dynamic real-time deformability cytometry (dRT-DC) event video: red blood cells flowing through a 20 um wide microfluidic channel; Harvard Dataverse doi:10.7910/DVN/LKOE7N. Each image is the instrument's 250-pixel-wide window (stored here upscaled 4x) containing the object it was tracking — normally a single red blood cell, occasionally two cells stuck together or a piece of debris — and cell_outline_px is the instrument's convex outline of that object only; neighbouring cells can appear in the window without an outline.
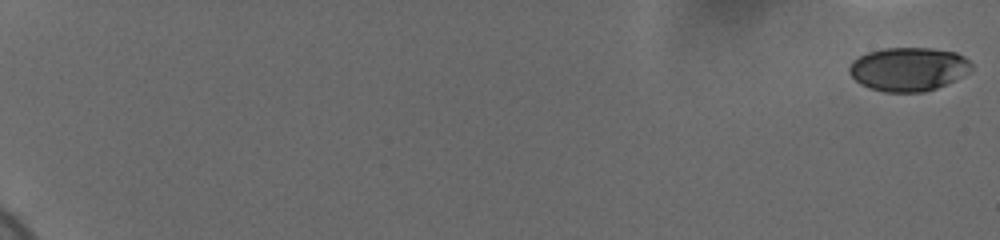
{"species": "human", "species_latin": "Homo sapiens", "temperature_condition": "cold", "stored_images_in_passage": 17, "camera_frame_rate_fps": 3000, "um_per_image_px": 0.085, "donor": {"sex": "female"}, "frame": {"image": 1, "passage_image": 1, "time_ms": 0.0, "image_size_px": [1000, 240], "cell_outline_px": [[972, 68], [968, 72], [936, 88], [924, 92], [884, 92], [860, 84], [848, 72], [848, 68], [852, 60], [868, 52], [884, 48], [932, 48], [956, 52], [964, 56], [972, 64]], "centroid_in_image_um": [77.19, 5.86], "position_along_channel_um": 7.8, "area_um2": 30.92}}
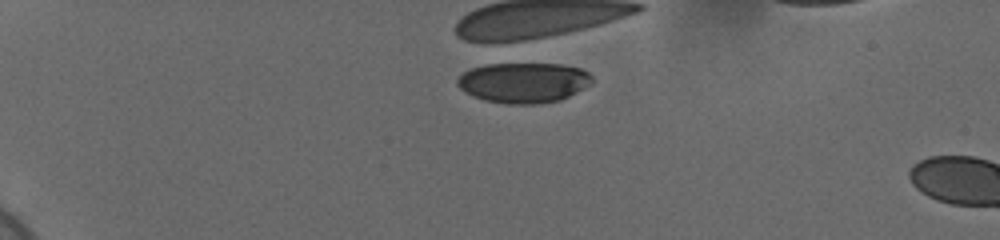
{"frame": {"image": 2, "passage_image": 17, "time_ms": 5.333, "image_size_px": [1000, 240], "cell_outline_px": [[592, 80], [584, 88], [560, 100], [536, 104], [508, 104], [484, 100], [472, 96], [464, 92], [456, 84], [456, 80], [464, 72], [472, 68], [488, 64], [560, 64], [580, 68], [588, 72], [592, 76]], "centroid_in_image_um": [44.48, 7.03], "position_along_channel_um": 40.5, "area_um2": 31.5}}